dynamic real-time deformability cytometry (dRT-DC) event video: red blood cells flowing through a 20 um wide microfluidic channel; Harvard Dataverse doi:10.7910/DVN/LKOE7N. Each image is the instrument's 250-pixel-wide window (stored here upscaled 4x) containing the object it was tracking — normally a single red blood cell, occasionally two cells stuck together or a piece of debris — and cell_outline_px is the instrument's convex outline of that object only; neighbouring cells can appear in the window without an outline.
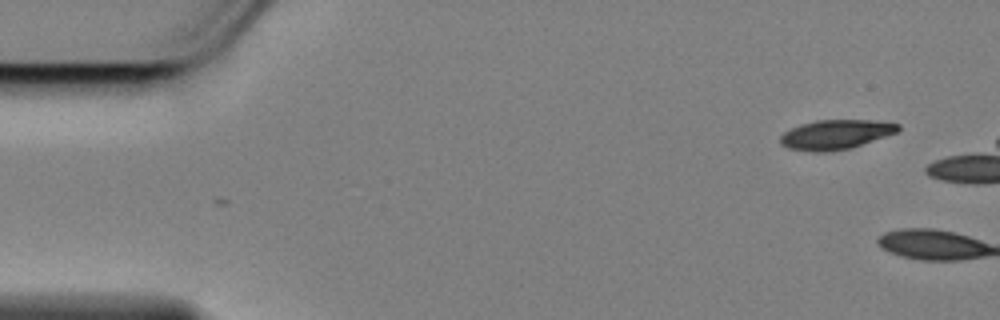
{"species": "Egyptian fruit bat (a non-hibernating species)", "species_latin": "Rousettus aegyptiacus", "temperature_condition": "cold", "stored_images_in_passage": 2, "camera_frame_rate_fps": 3000, "um_per_image_px": 0.085, "animal": {"sex": "female"}, "frame": {"image": 1, "passage_image": 1, "time_ms": 0.0, "image_size_px": [1000, 320], "cell_outline_px": [[900, 128], [896, 132], [852, 148], [832, 152], [812, 152], [788, 148], [780, 144], [780, 136], [784, 132], [800, 124], [816, 120], [872, 120], [900, 124]], "centroid_in_image_um": [71.0, 11.44], "position_along_channel_um": 14.0, "area_um2": 20.35}}